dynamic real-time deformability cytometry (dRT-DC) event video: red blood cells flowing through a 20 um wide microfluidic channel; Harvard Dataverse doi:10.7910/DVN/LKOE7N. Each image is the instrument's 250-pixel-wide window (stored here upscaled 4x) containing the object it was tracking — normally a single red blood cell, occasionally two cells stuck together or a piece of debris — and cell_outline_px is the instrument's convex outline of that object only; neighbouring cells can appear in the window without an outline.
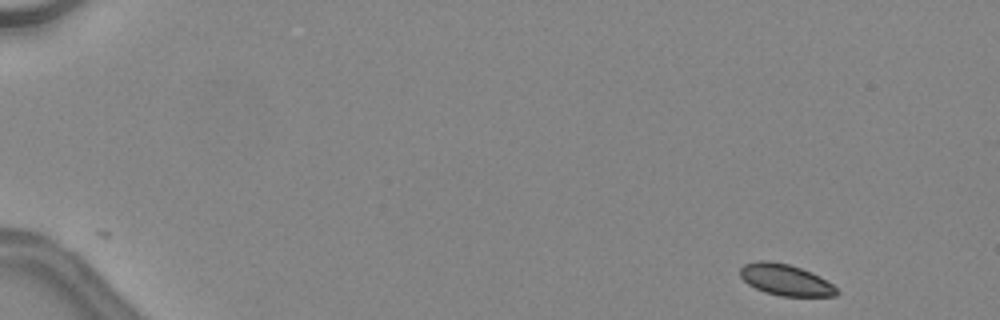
{"species": "common noctule bat (a hibernating species)", "species_latin": "Nyctalus noctula", "temperature_condition": "warm", "stored_images_in_passage": 15, "camera_frame_rate_fps": 3000, "um_per_image_px": 0.085, "animal": {"sex": "female", "body_mass_g": 24.6, "forearm_length_mm": 56.2}, "frame": {"image": 1, "passage_image": 2, "time_ms": 0.333, "image_size_px": [1000, 320], "cell_outline_px": [[840, 292], [836, 296], [780, 296], [764, 292], [748, 284], [740, 276], [740, 268], [744, 264], [756, 260], [768, 260], [788, 264], [812, 272], [820, 276], [832, 284]], "centroid_in_image_um": [66.77, 23.78], "position_along_channel_um": 18.2, "area_um2": 17.69}}